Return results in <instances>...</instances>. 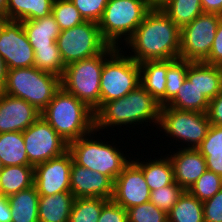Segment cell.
<instances>
[{"label":"cell","mask_w":222,"mask_h":222,"mask_svg":"<svg viewBox=\"0 0 222 222\" xmlns=\"http://www.w3.org/2000/svg\"><path fill=\"white\" fill-rule=\"evenodd\" d=\"M121 48L137 63L177 59L180 28L161 9H151Z\"/></svg>","instance_id":"1"},{"label":"cell","mask_w":222,"mask_h":222,"mask_svg":"<svg viewBox=\"0 0 222 222\" xmlns=\"http://www.w3.org/2000/svg\"><path fill=\"white\" fill-rule=\"evenodd\" d=\"M160 108L158 101L139 85L126 96L104 103L95 112V130L97 132L104 130L110 135L109 129L115 130V127L117 131L120 128V134L122 130L124 134L126 133L125 130L130 133L129 129H135L134 126H137L138 129L136 130L138 131H143L141 128L144 126L152 127L151 124L157 129ZM139 125L142 127L139 128Z\"/></svg>","instance_id":"2"},{"label":"cell","mask_w":222,"mask_h":222,"mask_svg":"<svg viewBox=\"0 0 222 222\" xmlns=\"http://www.w3.org/2000/svg\"><path fill=\"white\" fill-rule=\"evenodd\" d=\"M105 137L106 135L102 132H99L97 136V130L94 129L90 134L70 142L68 151L76 164L100 172L114 182L133 157L125 150L122 151L124 148H120V144L117 146L116 138L112 139V142L114 140L112 143Z\"/></svg>","instance_id":"3"},{"label":"cell","mask_w":222,"mask_h":222,"mask_svg":"<svg viewBox=\"0 0 222 222\" xmlns=\"http://www.w3.org/2000/svg\"><path fill=\"white\" fill-rule=\"evenodd\" d=\"M41 117L68 144L95 129L94 111L62 87L41 112Z\"/></svg>","instance_id":"4"},{"label":"cell","mask_w":222,"mask_h":222,"mask_svg":"<svg viewBox=\"0 0 222 222\" xmlns=\"http://www.w3.org/2000/svg\"><path fill=\"white\" fill-rule=\"evenodd\" d=\"M116 49L108 45L100 54L64 68L61 87L84 102L94 113L100 108V79L104 61Z\"/></svg>","instance_id":"5"},{"label":"cell","mask_w":222,"mask_h":222,"mask_svg":"<svg viewBox=\"0 0 222 222\" xmlns=\"http://www.w3.org/2000/svg\"><path fill=\"white\" fill-rule=\"evenodd\" d=\"M150 10L147 0H108L98 22L103 40L109 46L121 48Z\"/></svg>","instance_id":"6"},{"label":"cell","mask_w":222,"mask_h":222,"mask_svg":"<svg viewBox=\"0 0 222 222\" xmlns=\"http://www.w3.org/2000/svg\"><path fill=\"white\" fill-rule=\"evenodd\" d=\"M61 88V77L33 67L10 69L3 93L21 98L42 112Z\"/></svg>","instance_id":"7"},{"label":"cell","mask_w":222,"mask_h":222,"mask_svg":"<svg viewBox=\"0 0 222 222\" xmlns=\"http://www.w3.org/2000/svg\"><path fill=\"white\" fill-rule=\"evenodd\" d=\"M210 125L207 113L162 106L157 132L159 130L162 136L170 138L166 141L173 140L171 143L167 142L168 145L173 143L176 148L180 146L179 148L196 149L206 137ZM174 142L180 144L176 145Z\"/></svg>","instance_id":"8"},{"label":"cell","mask_w":222,"mask_h":222,"mask_svg":"<svg viewBox=\"0 0 222 222\" xmlns=\"http://www.w3.org/2000/svg\"><path fill=\"white\" fill-rule=\"evenodd\" d=\"M140 85L139 63L122 48H117L105 61L100 79V107L126 96Z\"/></svg>","instance_id":"9"},{"label":"cell","mask_w":222,"mask_h":222,"mask_svg":"<svg viewBox=\"0 0 222 222\" xmlns=\"http://www.w3.org/2000/svg\"><path fill=\"white\" fill-rule=\"evenodd\" d=\"M56 42L65 66L98 55L108 46L93 21L60 31Z\"/></svg>","instance_id":"10"},{"label":"cell","mask_w":222,"mask_h":222,"mask_svg":"<svg viewBox=\"0 0 222 222\" xmlns=\"http://www.w3.org/2000/svg\"><path fill=\"white\" fill-rule=\"evenodd\" d=\"M218 23V14L203 13L181 28L179 58L204 62L210 54Z\"/></svg>","instance_id":"11"},{"label":"cell","mask_w":222,"mask_h":222,"mask_svg":"<svg viewBox=\"0 0 222 222\" xmlns=\"http://www.w3.org/2000/svg\"><path fill=\"white\" fill-rule=\"evenodd\" d=\"M22 133L28 161L32 166L59 157L68 151V143L42 117Z\"/></svg>","instance_id":"12"},{"label":"cell","mask_w":222,"mask_h":222,"mask_svg":"<svg viewBox=\"0 0 222 222\" xmlns=\"http://www.w3.org/2000/svg\"><path fill=\"white\" fill-rule=\"evenodd\" d=\"M0 56L8 70L34 66L35 53L21 21L0 19Z\"/></svg>","instance_id":"13"},{"label":"cell","mask_w":222,"mask_h":222,"mask_svg":"<svg viewBox=\"0 0 222 222\" xmlns=\"http://www.w3.org/2000/svg\"><path fill=\"white\" fill-rule=\"evenodd\" d=\"M73 157L63 155L34 166V185L39 195H55L70 191V172Z\"/></svg>","instance_id":"14"},{"label":"cell","mask_w":222,"mask_h":222,"mask_svg":"<svg viewBox=\"0 0 222 222\" xmlns=\"http://www.w3.org/2000/svg\"><path fill=\"white\" fill-rule=\"evenodd\" d=\"M150 194L143 171L131 160L114 180L111 200L127 210L149 202Z\"/></svg>","instance_id":"15"},{"label":"cell","mask_w":222,"mask_h":222,"mask_svg":"<svg viewBox=\"0 0 222 222\" xmlns=\"http://www.w3.org/2000/svg\"><path fill=\"white\" fill-rule=\"evenodd\" d=\"M114 182L106 175L72 162L70 191L75 198H104L111 200Z\"/></svg>","instance_id":"16"},{"label":"cell","mask_w":222,"mask_h":222,"mask_svg":"<svg viewBox=\"0 0 222 222\" xmlns=\"http://www.w3.org/2000/svg\"><path fill=\"white\" fill-rule=\"evenodd\" d=\"M39 117V112L27 101L0 93V133L25 131Z\"/></svg>","instance_id":"17"},{"label":"cell","mask_w":222,"mask_h":222,"mask_svg":"<svg viewBox=\"0 0 222 222\" xmlns=\"http://www.w3.org/2000/svg\"><path fill=\"white\" fill-rule=\"evenodd\" d=\"M172 149L170 154L165 153L173 167L174 181L184 190H188L207 170L205 157L197 149Z\"/></svg>","instance_id":"18"},{"label":"cell","mask_w":222,"mask_h":222,"mask_svg":"<svg viewBox=\"0 0 222 222\" xmlns=\"http://www.w3.org/2000/svg\"><path fill=\"white\" fill-rule=\"evenodd\" d=\"M187 79L194 83L200 93L209 101L222 91V66L205 62H190Z\"/></svg>","instance_id":"19"},{"label":"cell","mask_w":222,"mask_h":222,"mask_svg":"<svg viewBox=\"0 0 222 222\" xmlns=\"http://www.w3.org/2000/svg\"><path fill=\"white\" fill-rule=\"evenodd\" d=\"M161 153L160 157H153V159L144 158L143 155L140 156V152L137 157L133 156V161L141 168L144 174L145 181L150 189V191L159 189L160 187H164L170 184H173L174 181V174H173V167L170 161V158L167 155H163ZM142 160H140V158ZM143 156V157H142ZM157 157V158H156ZM155 158V159H154ZM146 161V162H145Z\"/></svg>","instance_id":"20"},{"label":"cell","mask_w":222,"mask_h":222,"mask_svg":"<svg viewBox=\"0 0 222 222\" xmlns=\"http://www.w3.org/2000/svg\"><path fill=\"white\" fill-rule=\"evenodd\" d=\"M139 68L140 85L158 101L161 107L165 106L168 60L141 62Z\"/></svg>","instance_id":"21"},{"label":"cell","mask_w":222,"mask_h":222,"mask_svg":"<svg viewBox=\"0 0 222 222\" xmlns=\"http://www.w3.org/2000/svg\"><path fill=\"white\" fill-rule=\"evenodd\" d=\"M75 197L71 191L55 195H40L38 204L39 222H69Z\"/></svg>","instance_id":"22"},{"label":"cell","mask_w":222,"mask_h":222,"mask_svg":"<svg viewBox=\"0 0 222 222\" xmlns=\"http://www.w3.org/2000/svg\"><path fill=\"white\" fill-rule=\"evenodd\" d=\"M21 22L27 39L33 48L50 47L60 34L58 23L52 14L41 19Z\"/></svg>","instance_id":"23"},{"label":"cell","mask_w":222,"mask_h":222,"mask_svg":"<svg viewBox=\"0 0 222 222\" xmlns=\"http://www.w3.org/2000/svg\"><path fill=\"white\" fill-rule=\"evenodd\" d=\"M39 198L35 185L7 197L12 216L11 222H39Z\"/></svg>","instance_id":"24"},{"label":"cell","mask_w":222,"mask_h":222,"mask_svg":"<svg viewBox=\"0 0 222 222\" xmlns=\"http://www.w3.org/2000/svg\"><path fill=\"white\" fill-rule=\"evenodd\" d=\"M34 185V166H4L0 171V194L5 197Z\"/></svg>","instance_id":"25"},{"label":"cell","mask_w":222,"mask_h":222,"mask_svg":"<svg viewBox=\"0 0 222 222\" xmlns=\"http://www.w3.org/2000/svg\"><path fill=\"white\" fill-rule=\"evenodd\" d=\"M54 0H8L7 20L41 19L52 12Z\"/></svg>","instance_id":"26"},{"label":"cell","mask_w":222,"mask_h":222,"mask_svg":"<svg viewBox=\"0 0 222 222\" xmlns=\"http://www.w3.org/2000/svg\"><path fill=\"white\" fill-rule=\"evenodd\" d=\"M0 159L3 166H32L27 157L23 133H0Z\"/></svg>","instance_id":"27"},{"label":"cell","mask_w":222,"mask_h":222,"mask_svg":"<svg viewBox=\"0 0 222 222\" xmlns=\"http://www.w3.org/2000/svg\"><path fill=\"white\" fill-rule=\"evenodd\" d=\"M196 149L205 157L207 170L222 176V126L210 125Z\"/></svg>","instance_id":"28"},{"label":"cell","mask_w":222,"mask_h":222,"mask_svg":"<svg viewBox=\"0 0 222 222\" xmlns=\"http://www.w3.org/2000/svg\"><path fill=\"white\" fill-rule=\"evenodd\" d=\"M167 216L168 222H205L203 202L185 190Z\"/></svg>","instance_id":"29"},{"label":"cell","mask_w":222,"mask_h":222,"mask_svg":"<svg viewBox=\"0 0 222 222\" xmlns=\"http://www.w3.org/2000/svg\"><path fill=\"white\" fill-rule=\"evenodd\" d=\"M178 110L207 113L209 100L186 78L177 95L166 105Z\"/></svg>","instance_id":"30"},{"label":"cell","mask_w":222,"mask_h":222,"mask_svg":"<svg viewBox=\"0 0 222 222\" xmlns=\"http://www.w3.org/2000/svg\"><path fill=\"white\" fill-rule=\"evenodd\" d=\"M161 10L180 29L203 14L200 0H172Z\"/></svg>","instance_id":"31"},{"label":"cell","mask_w":222,"mask_h":222,"mask_svg":"<svg viewBox=\"0 0 222 222\" xmlns=\"http://www.w3.org/2000/svg\"><path fill=\"white\" fill-rule=\"evenodd\" d=\"M108 201L104 198H75L69 222H98L102 207Z\"/></svg>","instance_id":"32"},{"label":"cell","mask_w":222,"mask_h":222,"mask_svg":"<svg viewBox=\"0 0 222 222\" xmlns=\"http://www.w3.org/2000/svg\"><path fill=\"white\" fill-rule=\"evenodd\" d=\"M33 50L35 53L34 66L37 69L59 77L63 76L65 65L56 41L50 47L33 48Z\"/></svg>","instance_id":"33"},{"label":"cell","mask_w":222,"mask_h":222,"mask_svg":"<svg viewBox=\"0 0 222 222\" xmlns=\"http://www.w3.org/2000/svg\"><path fill=\"white\" fill-rule=\"evenodd\" d=\"M190 62L185 59H169L166 73L165 106L177 95L180 87L187 78Z\"/></svg>","instance_id":"34"},{"label":"cell","mask_w":222,"mask_h":222,"mask_svg":"<svg viewBox=\"0 0 222 222\" xmlns=\"http://www.w3.org/2000/svg\"><path fill=\"white\" fill-rule=\"evenodd\" d=\"M60 31L82 24L85 20L70 0H54L52 12Z\"/></svg>","instance_id":"35"},{"label":"cell","mask_w":222,"mask_h":222,"mask_svg":"<svg viewBox=\"0 0 222 222\" xmlns=\"http://www.w3.org/2000/svg\"><path fill=\"white\" fill-rule=\"evenodd\" d=\"M221 189L222 176L206 170L188 191L199 201L204 202L212 198Z\"/></svg>","instance_id":"36"},{"label":"cell","mask_w":222,"mask_h":222,"mask_svg":"<svg viewBox=\"0 0 222 222\" xmlns=\"http://www.w3.org/2000/svg\"><path fill=\"white\" fill-rule=\"evenodd\" d=\"M184 191L185 190L182 187L174 182L173 184L151 191L150 202H152L159 209L168 213L178 202V199L184 193Z\"/></svg>","instance_id":"37"},{"label":"cell","mask_w":222,"mask_h":222,"mask_svg":"<svg viewBox=\"0 0 222 222\" xmlns=\"http://www.w3.org/2000/svg\"><path fill=\"white\" fill-rule=\"evenodd\" d=\"M127 213L128 222H168L167 213L150 201L127 209Z\"/></svg>","instance_id":"38"},{"label":"cell","mask_w":222,"mask_h":222,"mask_svg":"<svg viewBox=\"0 0 222 222\" xmlns=\"http://www.w3.org/2000/svg\"><path fill=\"white\" fill-rule=\"evenodd\" d=\"M85 21L98 23L104 13L108 0H70Z\"/></svg>","instance_id":"39"},{"label":"cell","mask_w":222,"mask_h":222,"mask_svg":"<svg viewBox=\"0 0 222 222\" xmlns=\"http://www.w3.org/2000/svg\"><path fill=\"white\" fill-rule=\"evenodd\" d=\"M205 222H222V189L203 202Z\"/></svg>","instance_id":"40"},{"label":"cell","mask_w":222,"mask_h":222,"mask_svg":"<svg viewBox=\"0 0 222 222\" xmlns=\"http://www.w3.org/2000/svg\"><path fill=\"white\" fill-rule=\"evenodd\" d=\"M98 222H128L127 210L112 200H109L102 207Z\"/></svg>","instance_id":"41"},{"label":"cell","mask_w":222,"mask_h":222,"mask_svg":"<svg viewBox=\"0 0 222 222\" xmlns=\"http://www.w3.org/2000/svg\"><path fill=\"white\" fill-rule=\"evenodd\" d=\"M204 62L210 65L222 66V14H219V23L216 35L210 54Z\"/></svg>","instance_id":"42"},{"label":"cell","mask_w":222,"mask_h":222,"mask_svg":"<svg viewBox=\"0 0 222 222\" xmlns=\"http://www.w3.org/2000/svg\"><path fill=\"white\" fill-rule=\"evenodd\" d=\"M207 116L211 125L222 126V91L209 101Z\"/></svg>","instance_id":"43"},{"label":"cell","mask_w":222,"mask_h":222,"mask_svg":"<svg viewBox=\"0 0 222 222\" xmlns=\"http://www.w3.org/2000/svg\"><path fill=\"white\" fill-rule=\"evenodd\" d=\"M203 13L222 14V0H200Z\"/></svg>","instance_id":"44"},{"label":"cell","mask_w":222,"mask_h":222,"mask_svg":"<svg viewBox=\"0 0 222 222\" xmlns=\"http://www.w3.org/2000/svg\"><path fill=\"white\" fill-rule=\"evenodd\" d=\"M11 217L8 199L0 194V222H11Z\"/></svg>","instance_id":"45"},{"label":"cell","mask_w":222,"mask_h":222,"mask_svg":"<svg viewBox=\"0 0 222 222\" xmlns=\"http://www.w3.org/2000/svg\"><path fill=\"white\" fill-rule=\"evenodd\" d=\"M7 66L4 59L0 56V93L4 90L7 80Z\"/></svg>","instance_id":"46"},{"label":"cell","mask_w":222,"mask_h":222,"mask_svg":"<svg viewBox=\"0 0 222 222\" xmlns=\"http://www.w3.org/2000/svg\"><path fill=\"white\" fill-rule=\"evenodd\" d=\"M172 0H147L151 9H162Z\"/></svg>","instance_id":"47"},{"label":"cell","mask_w":222,"mask_h":222,"mask_svg":"<svg viewBox=\"0 0 222 222\" xmlns=\"http://www.w3.org/2000/svg\"><path fill=\"white\" fill-rule=\"evenodd\" d=\"M8 0H0V19L7 20Z\"/></svg>","instance_id":"48"},{"label":"cell","mask_w":222,"mask_h":222,"mask_svg":"<svg viewBox=\"0 0 222 222\" xmlns=\"http://www.w3.org/2000/svg\"><path fill=\"white\" fill-rule=\"evenodd\" d=\"M3 164H2V161H1V159H0V171L3 169Z\"/></svg>","instance_id":"49"}]
</instances>
